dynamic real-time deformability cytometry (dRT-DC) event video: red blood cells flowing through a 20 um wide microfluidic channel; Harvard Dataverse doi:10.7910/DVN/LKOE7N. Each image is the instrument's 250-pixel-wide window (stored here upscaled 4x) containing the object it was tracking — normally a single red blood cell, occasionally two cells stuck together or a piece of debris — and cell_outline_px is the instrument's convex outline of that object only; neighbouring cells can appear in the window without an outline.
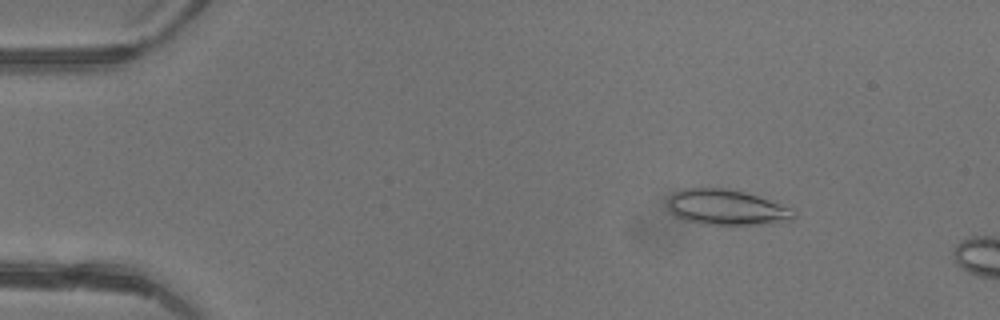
{"species": "common noctule bat (a hibernating species)", "species_latin": "Nyctalus noctula", "temperature_condition": "warm", "stored_images_in_passage": 11, "camera_frame_rate_fps": 3000, "um_per_image_px": 0.085, "animal": {"sex": "female"}, "frame": {"image": 1, "passage_image": 7, "time_ms": 2.0, "image_size_px": [1000, 320], "cell_outline_px": [[796, 216], [792, 220], [772, 224], [700, 224], [684, 220], [676, 216], [668, 208], [668, 200], [676, 192], [684, 188], [724, 188], [744, 192], [792, 208], [796, 212]], "centroid_in_image_um": [61.78, 17.64], "position_along_channel_um": 23.2, "area_um2": 25.89}}